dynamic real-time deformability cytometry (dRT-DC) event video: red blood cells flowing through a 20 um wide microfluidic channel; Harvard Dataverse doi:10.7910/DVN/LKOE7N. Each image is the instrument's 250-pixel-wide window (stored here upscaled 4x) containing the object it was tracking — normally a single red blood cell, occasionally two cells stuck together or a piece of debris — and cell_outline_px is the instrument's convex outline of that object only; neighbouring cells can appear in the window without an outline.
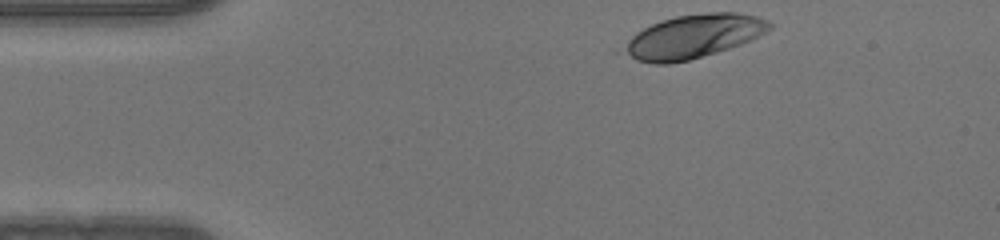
{"species": "human", "species_latin": "Homo sapiens", "temperature_condition": "warm", "stored_images_in_passage": 35, "camera_frame_rate_fps": 3000, "um_per_image_px": 0.085, "donor": {"sex": "male"}, "frame": {"image": 1, "passage_image": 1, "time_ms": 0.0, "image_size_px": [1000, 240], "cell_outline_px": [[772, 28], [740, 44], [716, 52], [688, 60], [668, 64], [652, 64], [636, 60], [612, 52], [636, 32], [652, 24], [676, 16], [708, 12], [736, 12], [756, 16], [768, 20], [772, 24]], "centroid_in_image_um": [58.78, 3.12], "position_along_channel_um": 26.2, "area_um2": 37.34}}
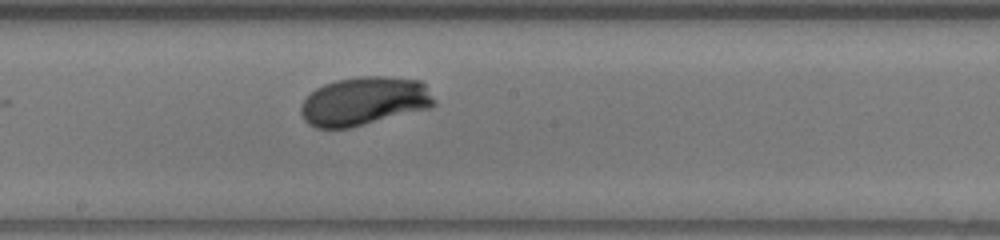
{"frame": {"image": 2, "passage_image": 20, "time_ms": 6.333, "image_size_px": [1000, 240], "cell_outline_px": [[436, 104], [432, 108], [348, 128], [316, 128], [308, 124], [304, 120], [300, 112], [300, 108], [304, 100], [316, 88], [324, 84], [336, 80], [360, 76], [388, 76], [420, 80], [424, 84], [436, 100]], "centroid_in_image_um": [30.98, 8.6], "position_along_channel_um": 217.2, "area_um2": 37.92}}
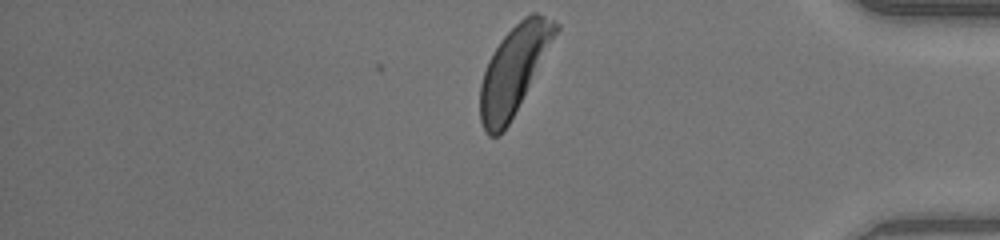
{"frame": {"image": 3, "passage_image": 35, "time_ms": 11.333, "image_size_px": [1000, 240], "cell_outline_px": [[560, 28], [508, 124], [500, 136], [488, 136], [484, 132], [480, 120], [480, 84], [488, 60], [492, 52], [500, 40], [524, 16], [532, 12], [536, 12], [560, 24]], "centroid_in_image_um": [43.65, 5.94], "position_along_channel_um": 391.6, "area_um2": 37.8}}